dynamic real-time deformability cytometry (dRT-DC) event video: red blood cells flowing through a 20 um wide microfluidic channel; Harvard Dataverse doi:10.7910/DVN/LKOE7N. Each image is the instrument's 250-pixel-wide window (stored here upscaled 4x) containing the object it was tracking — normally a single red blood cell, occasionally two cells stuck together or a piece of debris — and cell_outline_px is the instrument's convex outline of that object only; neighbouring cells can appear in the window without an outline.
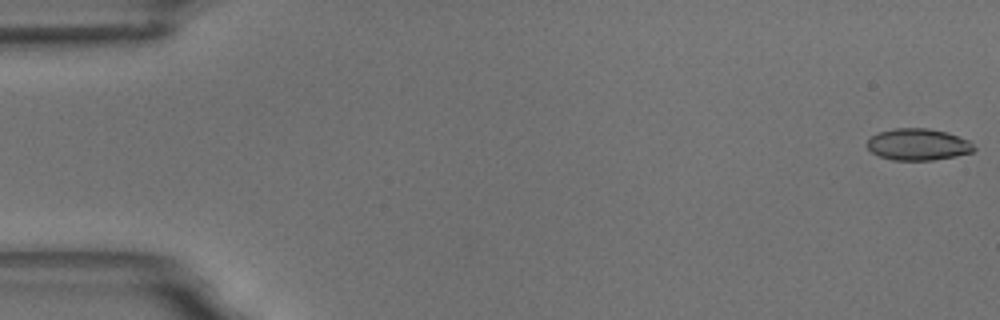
{"species": "common noctule bat (a hibernating species)", "species_latin": "Nyctalus noctula", "temperature_condition": "room temperature", "stored_images_in_passage": 58, "camera_frame_rate_fps": 3000, "um_per_image_px": 0.085, "animal": {"sex": "male", "body_mass_g": 18.8}, "frame": {"image": 1, "passage_image": 1, "time_ms": 0.0, "image_size_px": [1000, 320], "cell_outline_px": [[976, 148], [972, 152], [956, 156], [932, 160], [892, 160], [880, 156], [872, 152], [868, 148], [868, 140], [872, 136], [880, 132], [892, 128], [928, 128], [944, 132], [968, 140]], "centroid_in_image_um": [78.03, 12.28], "position_along_channel_um": 7.0, "area_um2": 19.48}}
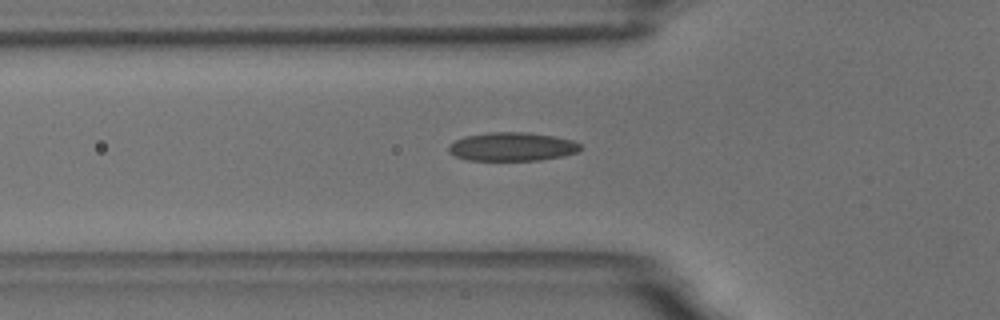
{"frame": {"image": 2, "passage_image": 20, "time_ms": 6.333, "image_size_px": [1000, 320], "cell_outline_px": [[580, 148], [576, 152], [560, 156], [540, 160], [468, 160], [456, 156], [448, 152], [448, 144], [464, 136], [488, 132], [528, 132], [556, 136], [572, 140], [580, 144]], "centroid_in_image_um": [43.49, 12.45], "position_along_channel_um": 82.3, "area_um2": 21.96}}
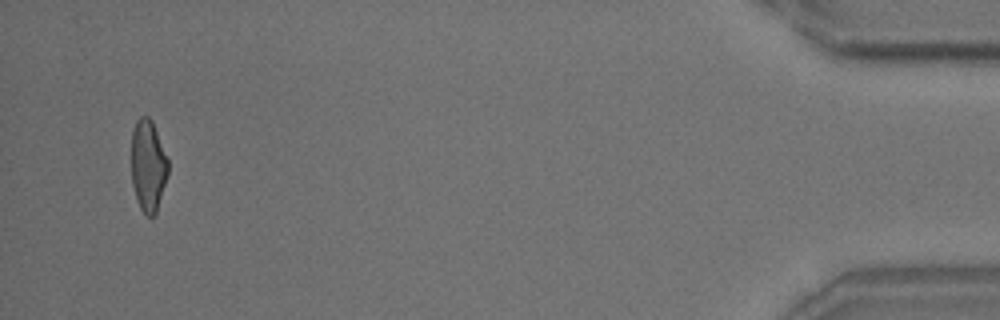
{"frame": {"image": 3, "passage_image": 56, "time_ms": 18.333, "image_size_px": [1000, 320], "cell_outline_px": [[168, 172], [156, 212], [152, 216], [148, 216], [140, 208], [136, 200], [132, 184], [132, 128], [136, 120], [140, 116], [148, 116], [152, 120], [168, 160]], "centroid_in_image_um": [12.57, 14.05], "position_along_channel_um": 422.6, "area_um2": 19.48}, "authors_computed_cell_mechanics": {"area_um2": 20.5768, "velocity_mm_per_s": 3.5004, "shape_relaxation_time_tau1_ms": 5.9771, "shape_relaxation_time_tau2_ms": 1.5972, "deformation_change_tau1": 0.1622, "deformation_change_tau2": 0.0878}}